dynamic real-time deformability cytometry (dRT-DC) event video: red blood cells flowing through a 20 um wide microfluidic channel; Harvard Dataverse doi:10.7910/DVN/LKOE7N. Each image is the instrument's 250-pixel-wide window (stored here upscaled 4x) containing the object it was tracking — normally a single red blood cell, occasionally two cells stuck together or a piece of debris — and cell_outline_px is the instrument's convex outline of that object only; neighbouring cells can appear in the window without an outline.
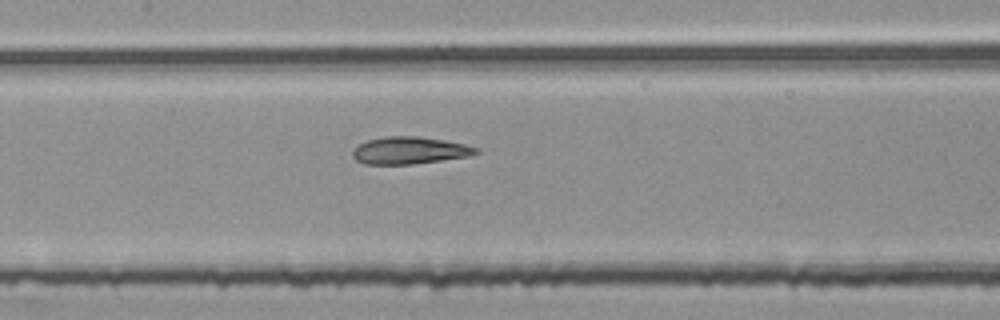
{"species": "common noctule bat (a hibernating species)", "species_latin": "Nyctalus noctula", "temperature_condition": "room temperature", "stored_images_in_passage": 53, "segment_of_instrument_passage": [2, 2], "camera_frame_rate_fps": 3000, "um_per_image_px": 0.085, "animal": {"sex": "female", "body_mass_g": 25.1}, "frame": {"image": 1, "passage_image": 25, "time_ms": 8.0, "image_size_px": [1000, 320], "cell_outline_px": [[480, 152], [468, 156], [412, 164], [364, 164], [356, 160], [352, 156], [352, 152], [360, 144], [368, 140], [384, 136], [420, 136], [444, 140], [464, 144], [480, 148]], "centroid_in_image_um": [34.82, 12.78], "position_along_channel_um": 172.6, "area_um2": 19.48}}
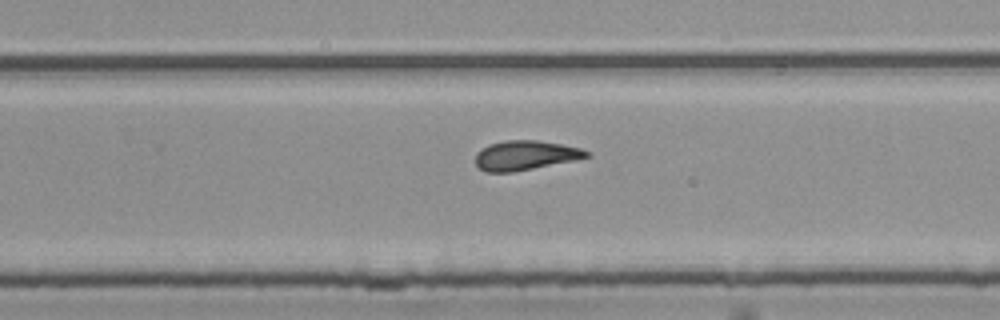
{"frame": {"image": 2, "passage_image": 34, "time_ms": 11.0, "image_size_px": [1000, 320], "cell_outline_px": [[592, 156], [512, 172], [484, 172], [476, 164], [476, 152], [480, 148], [488, 144], [504, 140], [536, 140], [560, 144], [580, 148], [592, 152]], "centroid_in_image_um": [44.62, 13.19], "position_along_channel_um": 285.2, "area_um2": 19.02}}
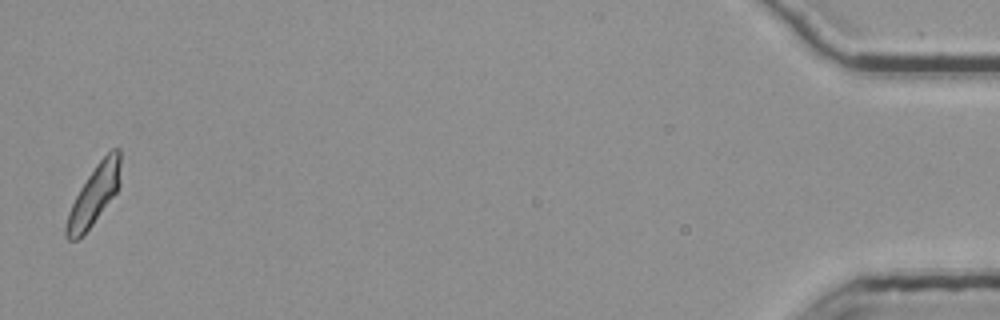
{"frame": {"image": 3, "passage_image": 53, "time_ms": 17.333, "image_size_px": [1000, 320], "cell_outline_px": [[120, 184], [116, 192], [92, 224], [76, 240], [68, 240], [64, 236], [64, 228], [68, 212], [80, 188], [96, 164], [112, 148], [120, 148]], "centroid_in_image_um": [7.98, 16.57], "position_along_channel_um": 427.2, "area_um2": 18.44}}